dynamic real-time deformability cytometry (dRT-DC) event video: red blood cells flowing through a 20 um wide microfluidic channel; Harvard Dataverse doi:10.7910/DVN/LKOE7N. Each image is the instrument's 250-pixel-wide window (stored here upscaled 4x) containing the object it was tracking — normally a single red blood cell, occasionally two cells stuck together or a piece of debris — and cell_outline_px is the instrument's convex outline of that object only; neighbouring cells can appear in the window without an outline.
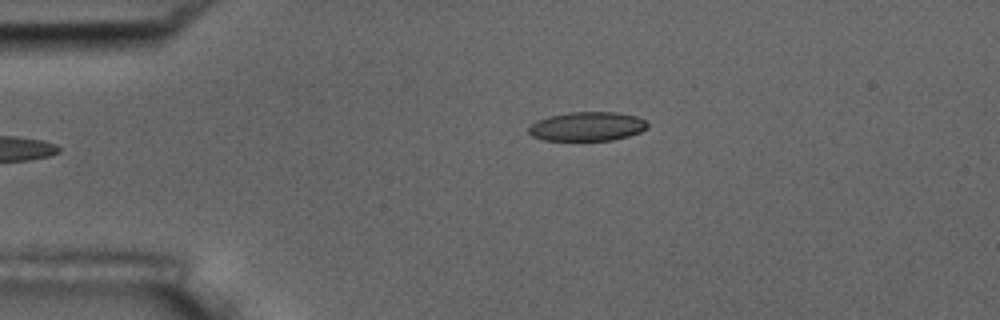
{"species": "common noctule bat (a hibernating species)", "species_latin": "Nyctalus noctula", "temperature_condition": "room temperature", "stored_images_in_passage": 2, "camera_frame_rate_fps": 3000, "um_per_image_px": 0.085, "animal": {"sex": "male", "body_mass_g": 17.5, "forearm_length_mm": 52.3}, "frame": {"image": 1, "passage_image": 2, "time_ms": 1.333, "image_size_px": [1000, 320], "cell_outline_px": [[648, 128], [640, 132], [628, 136], [612, 140], [544, 140], [532, 136], [528, 132], [528, 128], [536, 120], [548, 116], [568, 112], [616, 112], [636, 116], [644, 120], [648, 124]], "centroid_in_image_um": [49.9, 10.74], "position_along_channel_um": 35.1, "area_um2": 20.17}}